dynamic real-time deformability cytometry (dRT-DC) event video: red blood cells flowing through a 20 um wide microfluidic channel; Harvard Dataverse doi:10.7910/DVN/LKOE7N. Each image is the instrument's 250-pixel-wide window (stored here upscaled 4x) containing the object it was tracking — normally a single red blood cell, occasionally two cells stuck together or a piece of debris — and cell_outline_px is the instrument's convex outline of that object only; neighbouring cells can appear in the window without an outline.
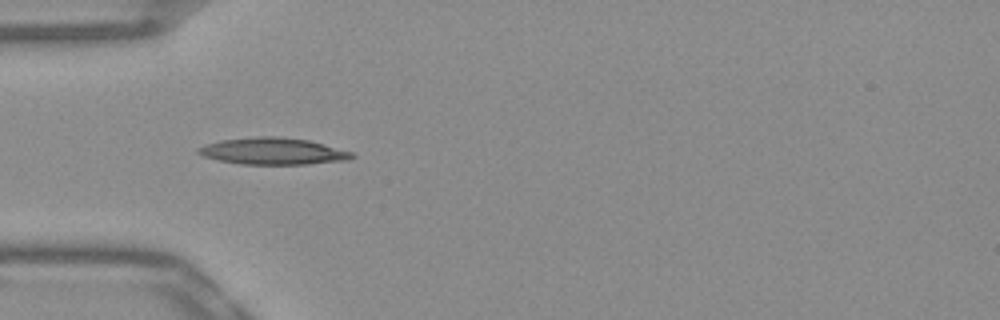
{"species": "Egyptian fruit bat (a non-hibernating species)", "species_latin": "Rousettus aegyptiacus", "temperature_condition": "warm", "stored_images_in_passage": 37, "camera_frame_rate_fps": 3000, "um_per_image_px": 0.085, "frame": {"image": 1, "passage_image": 1, "time_ms": 0.0, "image_size_px": [1000, 320], "cell_outline_px": [[356, 156], [348, 160], [308, 164], [240, 164], [220, 160], [204, 156], [196, 152], [196, 148], [220, 140], [260, 136], [276, 136], [308, 140], [324, 144], [352, 152]], "centroid_in_image_um": [23.22, 12.85], "position_along_channel_um": 61.8, "area_um2": 23.81}}
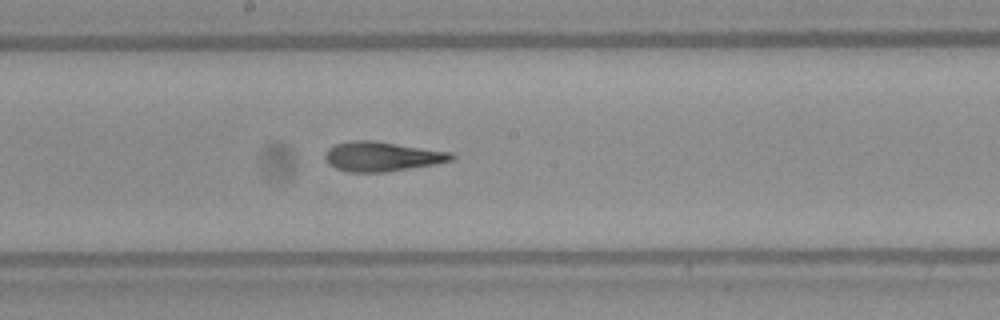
{"frame": {"image": 2, "passage_image": 13, "time_ms": 4.0, "image_size_px": [1000, 320], "cell_outline_px": [[456, 156], [452, 160], [432, 164], [384, 172], [348, 172], [336, 168], [328, 164], [324, 156], [328, 148], [336, 144], [348, 140], [376, 140], [452, 152]], "centroid_in_image_um": [32.44, 13.28], "position_along_channel_um": 215.8, "area_um2": 21.85}}
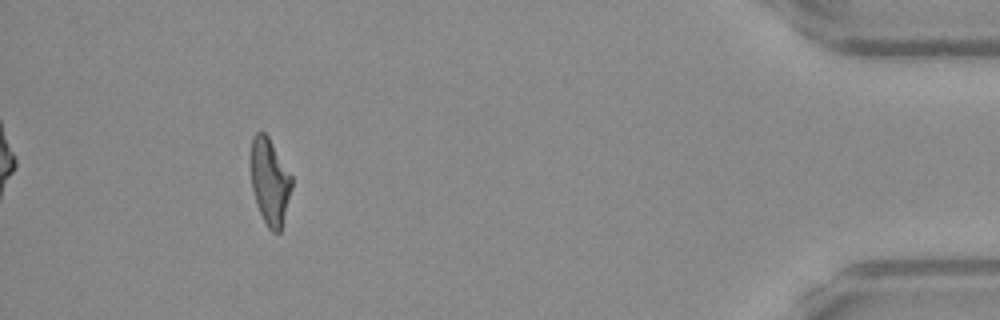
{"frame": {"image": 3, "passage_image": 33, "time_ms": 10.667, "image_size_px": [1000, 320], "cell_outline_px": [[292, 188], [280, 232], [272, 232], [268, 228], [260, 212], [252, 188], [248, 164], [248, 156], [252, 136], [256, 132], [264, 132], [268, 136], [292, 176]], "centroid_in_image_um": [22.88, 15.36], "position_along_channel_um": 412.3, "area_um2": 20.98}, "authors_computed_cell_mechanics": {"area_um2": 21.3282, "velocity_mm_per_s": 3.8695, "shape_relaxation_time_tau1_ms": null, "shape_relaxation_time_tau2_ms": 1.5909, "deformation_change_tau1": null, "deformation_change_tau2": 0.1137}}